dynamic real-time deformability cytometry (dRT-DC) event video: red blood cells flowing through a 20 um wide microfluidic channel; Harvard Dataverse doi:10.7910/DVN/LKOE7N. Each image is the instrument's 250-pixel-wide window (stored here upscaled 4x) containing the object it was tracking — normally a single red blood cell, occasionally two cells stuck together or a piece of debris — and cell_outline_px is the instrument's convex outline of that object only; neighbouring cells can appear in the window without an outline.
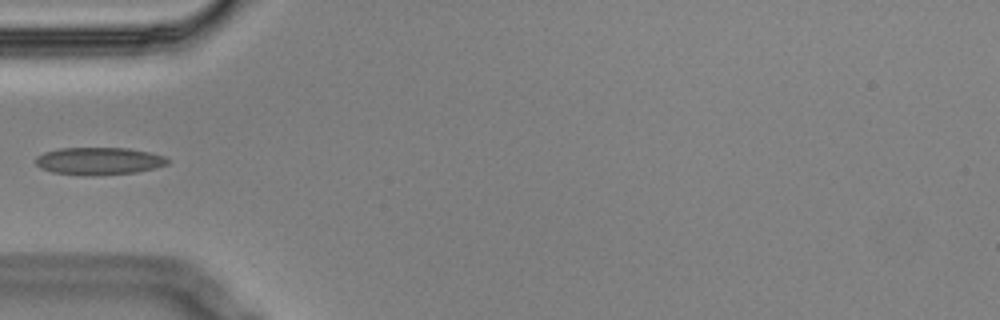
{"species": "Egyptian fruit bat (a non-hibernating species)", "species_latin": "Rousettus aegyptiacus", "temperature_condition": "cold", "stored_images_in_passage": 9, "camera_frame_rate_fps": 3000, "um_per_image_px": 0.085, "animal": {"sex": "male"}, "frame": {"image": 1, "passage_image": 4, "time_ms": 1.0, "image_size_px": [1000, 320], "cell_outline_px": [[168, 164], [156, 168], [136, 172], [92, 176], [84, 176], [52, 172], [40, 168], [36, 164], [36, 156], [44, 152], [60, 148], [128, 148], [148, 152], [164, 156], [168, 160]], "centroid_in_image_um": [8.38, 13.69], "position_along_channel_um": 76.6, "area_um2": 21.21}}
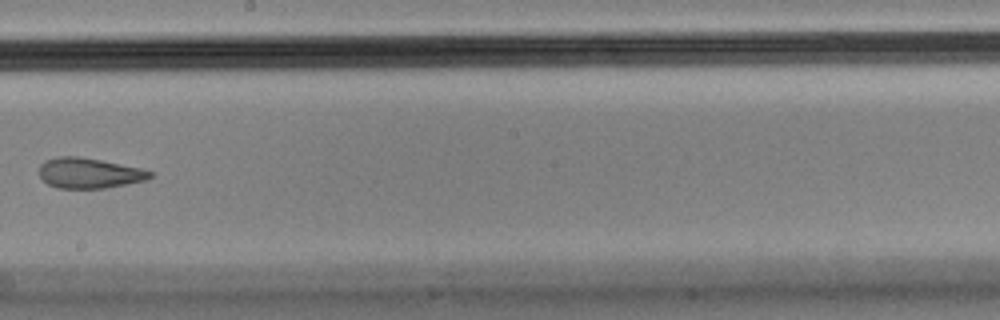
{"frame": {"image": 2, "passage_image": 8, "time_ms": 2.333, "image_size_px": [1000, 320], "cell_outline_px": [[152, 176], [144, 180], [104, 188], [60, 188], [48, 184], [40, 176], [40, 164], [48, 160], [60, 156], [76, 156], [100, 160], [144, 168], [152, 172]], "centroid_in_image_um": [7.59, 14.71], "position_along_channel_um": 240.6, "area_um2": 19.31}}
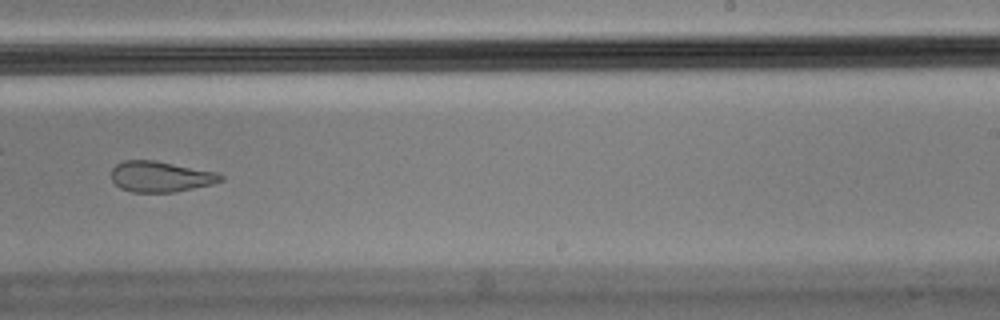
{"frame": {"image": 3, "passage_image": 9, "time_ms": 2.667, "image_size_px": [1000, 320], "cell_outline_px": [[224, 180], [212, 184], [176, 192], [132, 192], [120, 188], [112, 180], [112, 168], [116, 164], [124, 160], [152, 160], [216, 172], [224, 176]], "centroid_in_image_um": [13.64, 15.02], "position_along_channel_um": 275.4, "area_um2": 19.48}}